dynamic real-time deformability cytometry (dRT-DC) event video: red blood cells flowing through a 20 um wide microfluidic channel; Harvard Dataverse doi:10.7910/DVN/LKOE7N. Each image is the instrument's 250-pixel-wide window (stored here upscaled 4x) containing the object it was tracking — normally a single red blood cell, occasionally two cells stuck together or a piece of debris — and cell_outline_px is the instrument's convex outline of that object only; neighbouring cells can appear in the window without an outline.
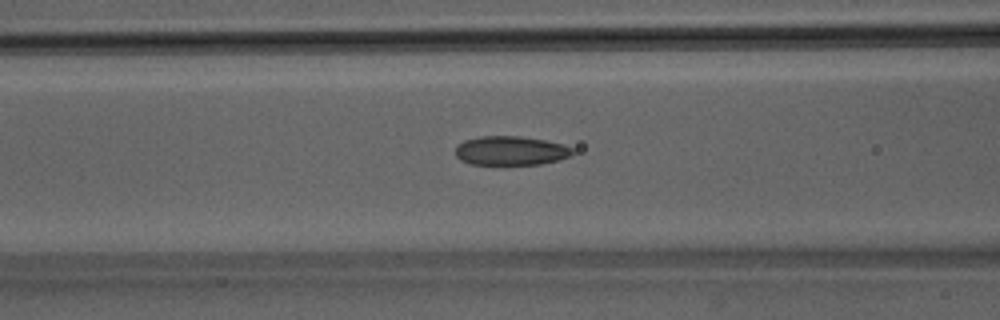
{"species": "Egyptian fruit bat (a non-hibernating species)", "species_latin": "Rousettus aegyptiacus", "temperature_condition": "room temperature", "stored_images_in_passage": 43, "camera_frame_rate_fps": 3000, "um_per_image_px": 0.085, "animal": {"sex": "male"}, "frame": {"image": 1, "passage_image": 14, "time_ms": 4.333, "image_size_px": [1000, 320], "cell_outline_px": [[576, 152], [572, 156], [540, 164], [468, 164], [460, 160], [456, 156], [456, 144], [464, 140], [480, 136], [520, 136], [544, 140], [564, 144], [572, 148]], "centroid_in_image_um": [43.41, 12.8], "position_along_channel_um": 123.2, "area_um2": 20.0}}
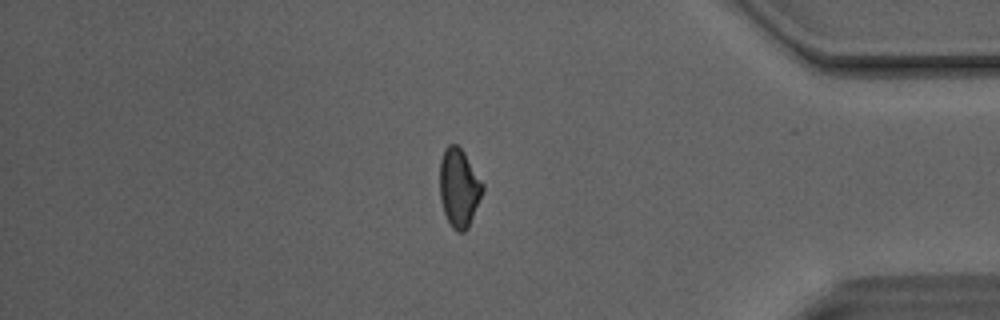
{"frame": {"image": 2, "passage_image": 36, "time_ms": 11.667, "image_size_px": [1000, 320], "cell_outline_px": [[484, 188], [468, 228], [464, 232], [456, 232], [452, 228], [444, 212], [440, 200], [440, 160], [444, 148], [448, 144], [456, 144], [464, 152], [484, 184]], "centroid_in_image_um": [39.0, 15.95], "position_along_channel_um": 396.2, "area_um2": 19.59}}
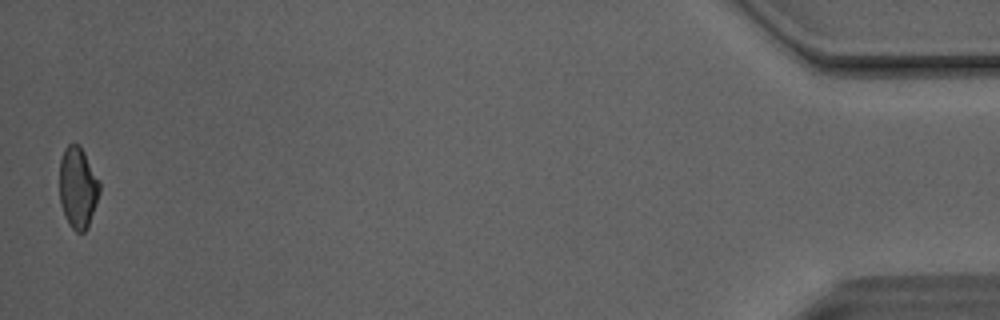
{"frame": {"image": 3, "passage_image": 43, "time_ms": 14.0, "image_size_px": [1000, 320], "cell_outline_px": [[100, 192], [88, 228], [84, 232], [76, 232], [68, 224], [64, 216], [60, 204], [60, 160], [64, 148], [68, 144], [76, 144], [84, 152], [100, 180]], "centroid_in_image_um": [6.62, 15.98], "position_along_channel_um": 428.6, "area_um2": 19.13}, "authors_computed_cell_mechanics": {"area_um2": 19.8832, "velocity_mm_per_s": 4.1345, "shape_relaxation_time_tau1_ms": 9.0323, "shape_relaxation_time_tau2_ms": 2.7582, "deformation_change_tau1": 0.1708, "deformation_change_tau2": 0.0977}}